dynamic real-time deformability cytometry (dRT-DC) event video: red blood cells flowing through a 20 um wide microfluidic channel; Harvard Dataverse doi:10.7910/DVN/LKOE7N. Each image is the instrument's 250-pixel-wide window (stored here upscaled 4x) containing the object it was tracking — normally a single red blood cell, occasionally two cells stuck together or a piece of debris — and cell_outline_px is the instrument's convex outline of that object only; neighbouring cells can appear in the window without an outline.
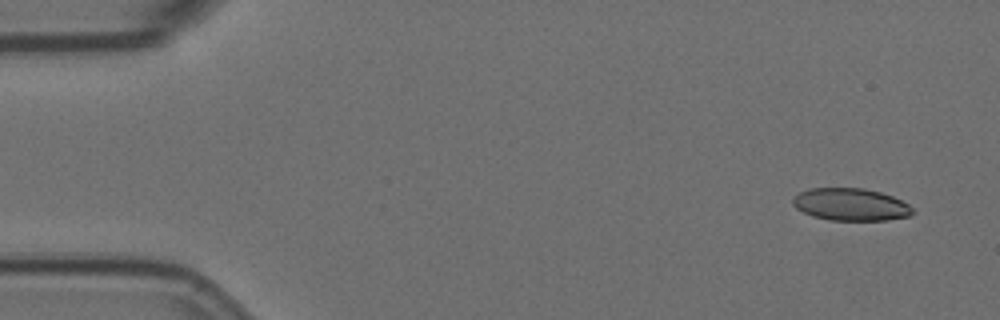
{"species": "Egyptian fruit bat (a non-hibernating species)", "species_latin": "Rousettus aegyptiacus", "temperature_condition": "room temperature", "stored_images_in_passage": 9, "camera_frame_rate_fps": 3000, "um_per_image_px": 0.085, "animal": {"sex": "female"}, "frame": {"image": 1, "passage_image": 1, "time_ms": 0.0, "image_size_px": [1000, 320], "cell_outline_px": [[912, 216], [888, 220], [828, 220], [812, 216], [796, 208], [792, 204], [792, 200], [800, 192], [808, 188], [864, 188], [880, 192], [892, 196], [908, 204], [912, 208]], "centroid_in_image_um": [72.31, 17.38], "position_along_channel_um": 12.7, "area_um2": 22.6}}
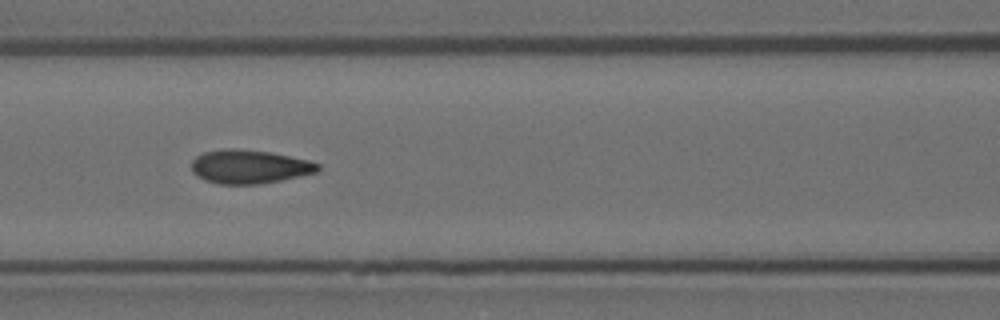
{"frame": {"image": 2, "passage_image": 7, "time_ms": 2.0, "image_size_px": [1000, 320], "cell_outline_px": [[320, 168], [316, 172], [280, 180], [260, 184], [220, 184], [204, 180], [196, 176], [192, 172], [192, 160], [196, 156], [204, 152], [224, 148], [236, 148], [268, 152], [308, 160], [320, 164]], "centroid_in_image_um": [21.15, 14.16], "position_along_channel_um": 145.5, "area_um2": 24.74}}
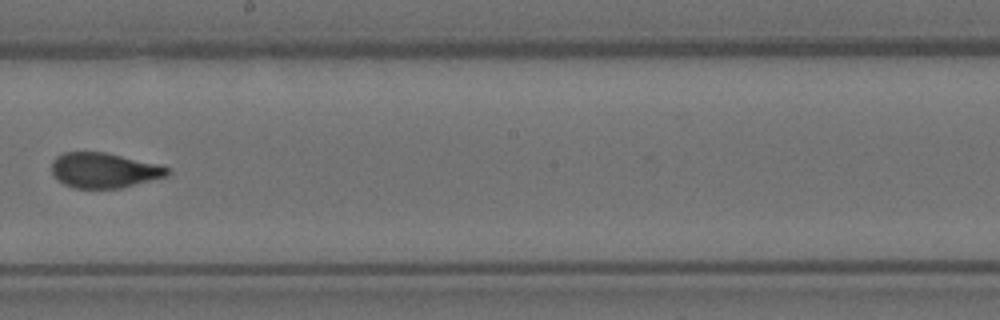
{"frame": {"image": 3, "passage_image": 9, "time_ms": 2.667, "image_size_px": [1000, 320], "cell_outline_px": [[172, 172], [168, 176], [120, 188], [72, 188], [64, 184], [52, 172], [52, 160], [56, 156], [64, 152], [104, 152], [160, 164], [168, 168]], "centroid_in_image_um": [8.87, 14.47], "position_along_channel_um": 239.3, "area_um2": 23.7}}